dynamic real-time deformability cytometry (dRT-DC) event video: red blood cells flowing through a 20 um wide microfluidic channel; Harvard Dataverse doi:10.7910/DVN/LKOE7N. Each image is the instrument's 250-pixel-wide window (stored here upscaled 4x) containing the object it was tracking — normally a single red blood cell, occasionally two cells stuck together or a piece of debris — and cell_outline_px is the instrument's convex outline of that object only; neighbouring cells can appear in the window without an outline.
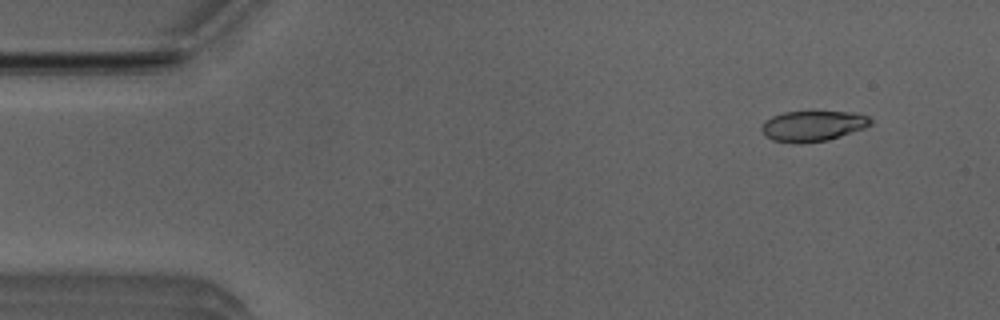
{"species": "Egyptian fruit bat (a non-hibernating species)", "species_latin": "Rousettus aegyptiacus", "temperature_condition": "room temperature", "stored_images_in_passage": 48, "camera_frame_rate_fps": 3000, "um_per_image_px": 0.085, "animal": {"sex": "male"}, "frame": {"image": 1, "passage_image": 5, "time_ms": 1.333, "image_size_px": [1000, 320], "cell_outline_px": [[872, 124], [864, 128], [828, 140], [800, 144], [796, 144], [772, 140], [764, 136], [760, 128], [764, 120], [772, 116], [784, 112], [812, 108], [848, 112], [868, 116], [872, 120]], "centroid_in_image_um": [69.04, 10.66], "position_along_channel_um": 16.0, "area_um2": 20.4}}
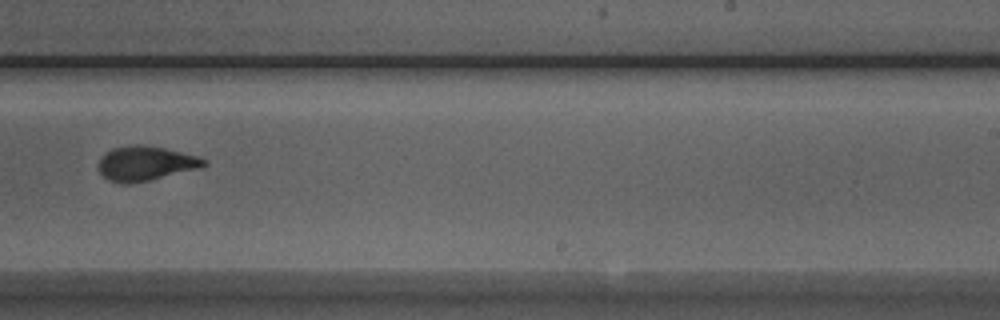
{"frame": {"image": 2, "passage_image": 32, "time_ms": 10.333, "image_size_px": [1000, 320], "cell_outline_px": [[208, 164], [200, 168], [148, 180], [128, 184], [120, 184], [108, 180], [96, 168], [104, 152], [112, 148], [136, 144], [164, 148], [196, 156], [208, 160]], "centroid_in_image_um": [12.33, 13.89], "position_along_channel_um": 276.7, "area_um2": 21.15}}
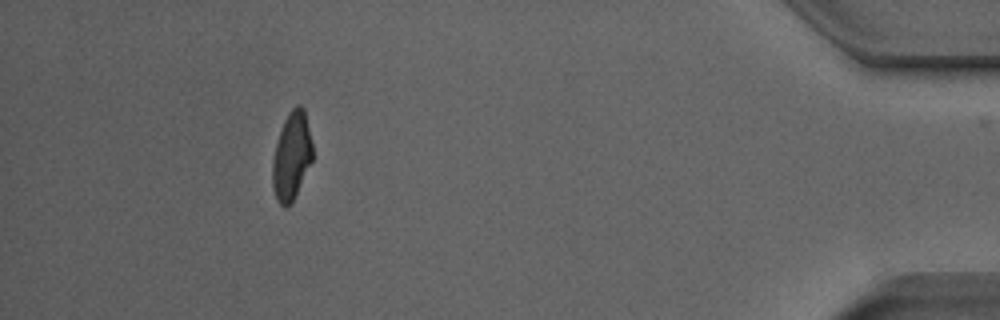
{"frame": {"image": 3, "passage_image": 47, "time_ms": 15.333, "image_size_px": [1000, 320], "cell_outline_px": [[312, 160], [292, 200], [284, 208], [276, 200], [272, 188], [272, 160], [276, 144], [284, 120], [288, 112], [296, 104], [300, 104], [304, 108], [312, 144]], "centroid_in_image_um": [24.76, 13.23], "position_along_channel_um": 410.4, "area_um2": 20.23}, "authors_computed_cell_mechanics": {"area_um2": 20.8947, "velocity_mm_per_s": 3.9641, "shape_relaxation_time_tau1_ms": 3.4038, "shape_relaxation_time_tau2_ms": 1.1585, "deformation_change_tau1": 0.1473, "deformation_change_tau2": 0.0688}}